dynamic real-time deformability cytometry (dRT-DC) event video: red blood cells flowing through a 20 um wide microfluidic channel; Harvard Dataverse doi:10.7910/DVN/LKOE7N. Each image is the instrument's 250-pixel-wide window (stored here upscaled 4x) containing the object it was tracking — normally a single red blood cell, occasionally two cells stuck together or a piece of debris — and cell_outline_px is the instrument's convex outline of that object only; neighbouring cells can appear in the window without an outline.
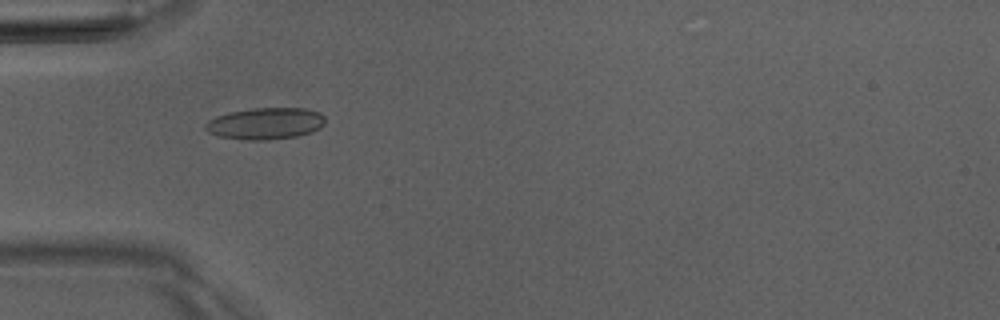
{"species": "Egyptian fruit bat (a non-hibernating species)", "species_latin": "Rousettus aegyptiacus", "temperature_condition": "room temperature", "stored_images_in_passage": 8, "camera_frame_rate_fps": 3000, "um_per_image_px": 0.085, "animal": {"sex": "male"}, "frame": {"image": 1, "passage_image": 4, "time_ms": 3.667, "image_size_px": [1000, 320], "cell_outline_px": [[324, 124], [320, 128], [312, 132], [296, 136], [264, 140], [248, 140], [220, 136], [208, 132], [204, 128], [204, 124], [208, 120], [216, 116], [228, 112], [252, 108], [304, 108], [320, 112], [324, 116]], "centroid_in_image_um": [22.55, 10.49], "position_along_channel_um": 62.4, "area_um2": 22.14}}
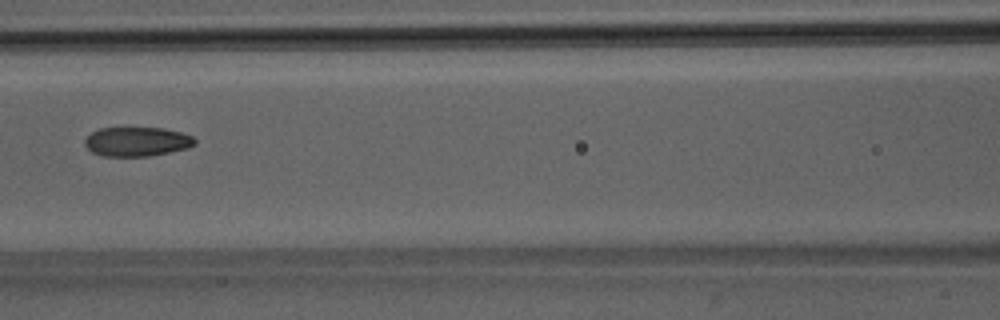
{"frame": {"image": 2, "passage_image": 6, "time_ms": 6.0, "image_size_px": [1000, 320], "cell_outline_px": [[196, 144], [188, 148], [148, 156], [104, 156], [92, 152], [84, 144], [84, 140], [92, 132], [100, 128], [164, 128], [180, 132], [192, 136], [196, 140]], "centroid_in_image_um": [11.64, 12.03], "position_along_channel_um": 155.0, "area_um2": 18.67}}